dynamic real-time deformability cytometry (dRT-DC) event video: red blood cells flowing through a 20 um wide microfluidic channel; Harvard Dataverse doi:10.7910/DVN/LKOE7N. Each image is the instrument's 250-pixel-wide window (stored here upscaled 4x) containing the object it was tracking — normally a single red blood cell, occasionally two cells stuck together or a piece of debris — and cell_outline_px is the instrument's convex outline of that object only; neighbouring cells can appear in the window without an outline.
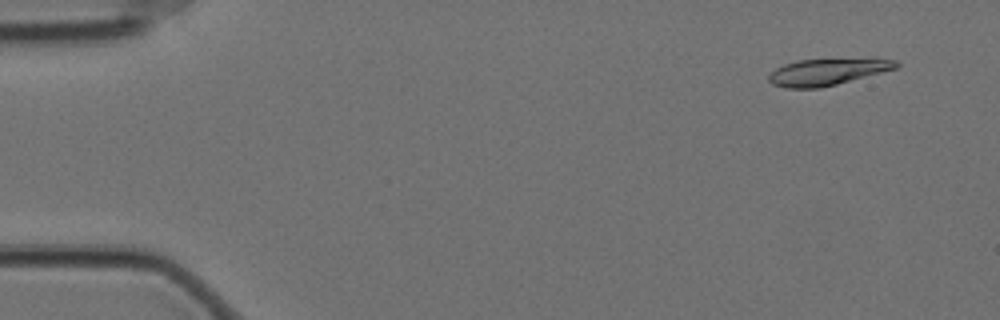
{"species": "Egyptian fruit bat (a non-hibernating species)", "species_latin": "Rousettus aegyptiacus", "temperature_condition": "cold", "stored_images_in_passage": 55, "camera_frame_rate_fps": 3000, "um_per_image_px": 0.085, "animal": {"sex": "female"}, "frame": {"image": 1, "passage_image": 2, "time_ms": 0.333, "image_size_px": [1000, 320], "cell_outline_px": [[900, 64], [896, 68], [836, 84], [820, 88], [784, 88], [772, 84], [768, 80], [768, 76], [776, 68], [784, 64], [800, 60], [896, 60]], "centroid_in_image_um": [70.21, 6.14], "position_along_channel_um": 14.8, "area_um2": 18.96}}
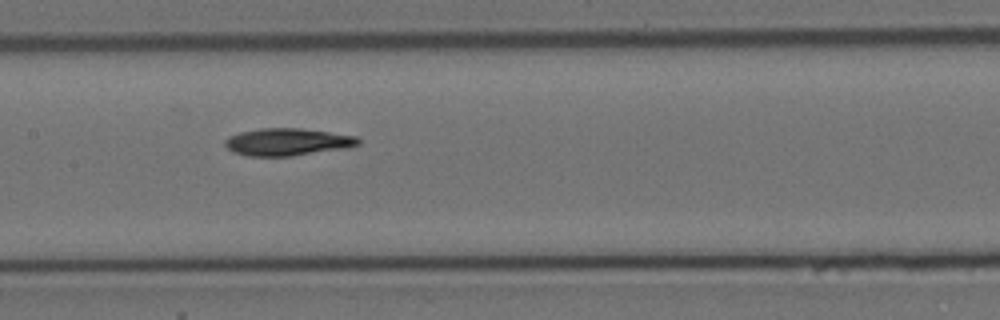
{"frame": {"image": 2, "passage_image": 26, "time_ms": 8.333, "image_size_px": [1000, 320], "cell_outline_px": [[360, 144], [348, 148], [292, 156], [248, 156], [232, 152], [224, 144], [224, 140], [228, 136], [240, 132], [260, 128], [300, 128], [356, 136], [360, 140]], "centroid_in_image_um": [24.41, 12.07], "position_along_channel_um": 183.0, "area_um2": 21.33}}
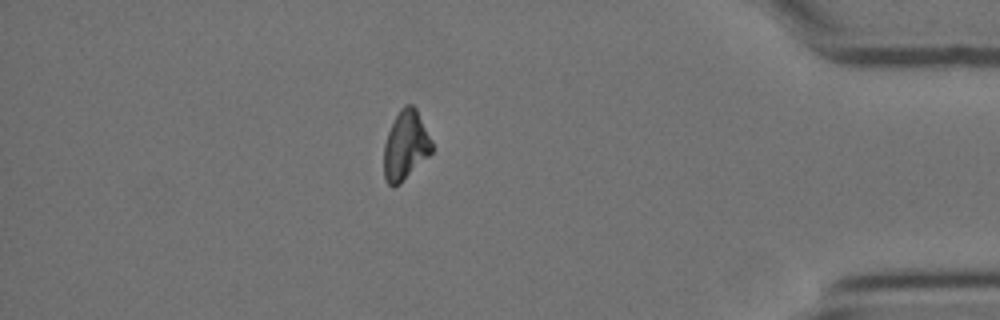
{"frame": {"image": 3, "passage_image": 48, "time_ms": 15.667, "image_size_px": [1000, 320], "cell_outline_px": [[432, 152], [400, 184], [392, 188], [384, 180], [384, 144], [388, 132], [400, 108], [404, 104], [412, 104], [416, 108], [432, 140]], "centroid_in_image_um": [34.46, 12.37], "position_along_channel_um": 400.7, "area_um2": 19.36}, "authors_computed_cell_mechanics": {"area_um2": 20.2878, "velocity_mm_per_s": 3.5029, "shape_relaxation_time_tau1_ms": 7.0603, "shape_relaxation_time_tau2_ms": null, "deformation_change_tau1": 0.1806, "deformation_change_tau2": null}}